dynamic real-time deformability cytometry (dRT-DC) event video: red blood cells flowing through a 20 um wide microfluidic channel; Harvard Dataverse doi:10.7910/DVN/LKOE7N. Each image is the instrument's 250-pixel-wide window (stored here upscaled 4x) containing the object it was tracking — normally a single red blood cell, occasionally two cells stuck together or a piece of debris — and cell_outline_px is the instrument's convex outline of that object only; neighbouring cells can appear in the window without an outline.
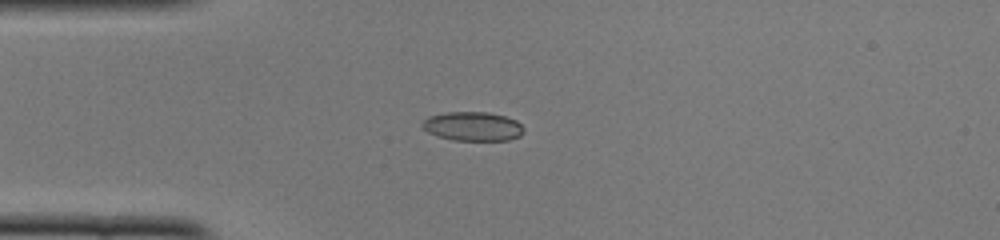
{"species": "common noctule bat (a hibernating species)", "species_latin": "Nyctalus noctula", "temperature_condition": "cold", "stored_images_in_passage": 38, "camera_frame_rate_fps": 3000, "um_per_image_px": 0.085, "animal": {"sex": "female", "body_mass_g": 22.0, "forearm_length_mm": 56.7}, "frame": {"image": 1, "passage_image": 1, "time_ms": 0.0, "image_size_px": [1000, 240], "cell_outline_px": [[524, 132], [520, 136], [508, 140], [452, 140], [436, 136], [428, 132], [420, 124], [428, 116], [444, 112], [488, 112], [504, 116], [516, 120], [524, 128]], "centroid_in_image_um": [40.17, 10.74], "position_along_channel_um": 44.8, "area_um2": 17.28}}
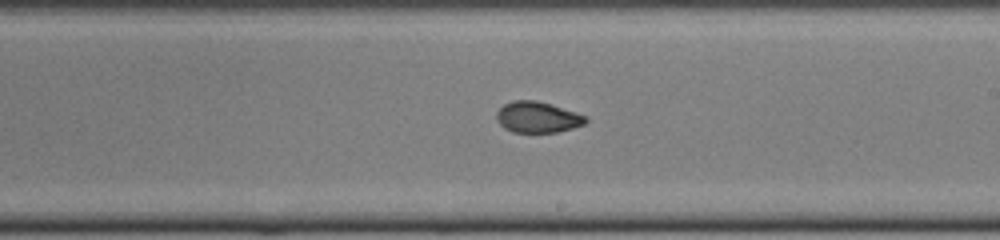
{"frame": {"image": 2, "passage_image": 17, "time_ms": 5.333, "image_size_px": [1000, 240], "cell_outline_px": [[588, 120], [584, 124], [572, 128], [556, 132], [512, 132], [504, 128], [496, 120], [496, 112], [504, 104], [512, 100], [536, 100], [552, 104], [588, 116]], "centroid_in_image_um": [45.69, 9.95], "position_along_channel_um": 243.3, "area_um2": 16.24}}
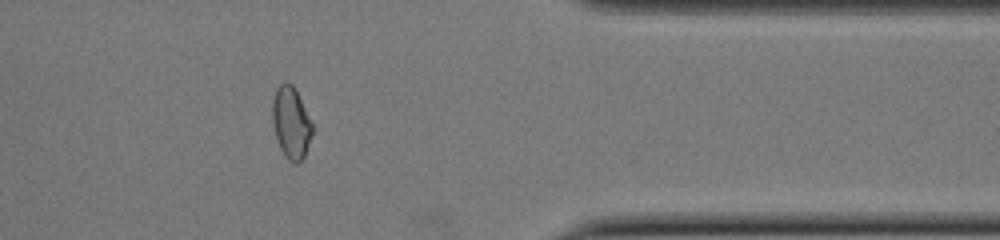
{"frame": {"image": 3, "passage_image": 29, "time_ms": 9.333, "image_size_px": [1000, 240], "cell_outline_px": [[312, 132], [304, 156], [296, 164], [288, 160], [284, 156], [276, 140], [272, 120], [272, 100], [276, 88], [284, 80], [288, 80], [292, 84], [312, 124]], "centroid_in_image_um": [24.69, 10.42], "position_along_channel_um": 386.7, "area_um2": 16.53}, "authors_computed_cell_mechanics": {"area_um2": 16.762, "velocity_mm_per_s": 4.0137, "shape_relaxation_time_tau1_ms": null, "shape_relaxation_time_tau2_ms": 1.5704, "deformation_change_tau1": null, "deformation_change_tau2": 0.0585}}